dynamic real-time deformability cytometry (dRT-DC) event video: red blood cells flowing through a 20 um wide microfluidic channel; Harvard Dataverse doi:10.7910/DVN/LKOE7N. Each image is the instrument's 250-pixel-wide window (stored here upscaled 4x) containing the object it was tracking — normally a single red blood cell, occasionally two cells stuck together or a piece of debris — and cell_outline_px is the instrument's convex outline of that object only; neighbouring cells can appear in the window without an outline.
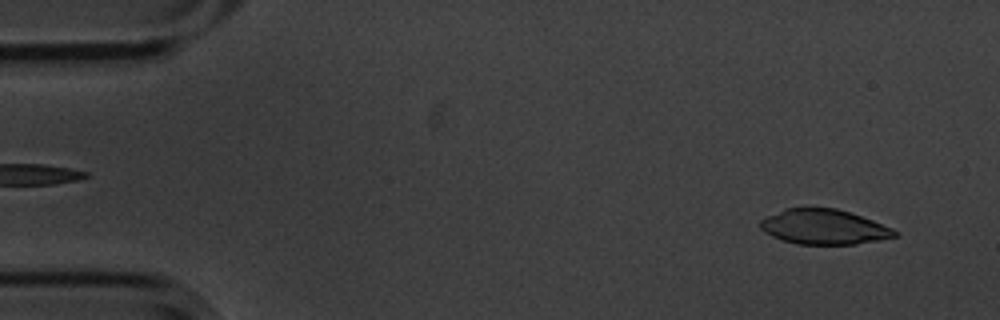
{"species": "common noctule bat (a hibernating species)", "species_latin": "Nyctalus noctula", "temperature_condition": "cold", "stored_images_in_passage": 55, "camera_frame_rate_fps": 3000, "um_per_image_px": 0.085, "animal": {"sex": "male", "body_mass_g": 20.1, "forearm_length_mm": 53.5}, "frame": {"image": 1, "passage_image": 3, "time_ms": 0.667, "image_size_px": [1000, 320], "cell_outline_px": [[900, 236], [856, 244], [796, 244], [772, 236], [764, 232], [760, 228], [760, 220], [784, 208], [804, 204], [808, 204], [836, 208], [872, 220], [892, 228]], "centroid_in_image_um": [69.99, 19.24], "position_along_channel_um": 15.0, "area_um2": 27.98}}